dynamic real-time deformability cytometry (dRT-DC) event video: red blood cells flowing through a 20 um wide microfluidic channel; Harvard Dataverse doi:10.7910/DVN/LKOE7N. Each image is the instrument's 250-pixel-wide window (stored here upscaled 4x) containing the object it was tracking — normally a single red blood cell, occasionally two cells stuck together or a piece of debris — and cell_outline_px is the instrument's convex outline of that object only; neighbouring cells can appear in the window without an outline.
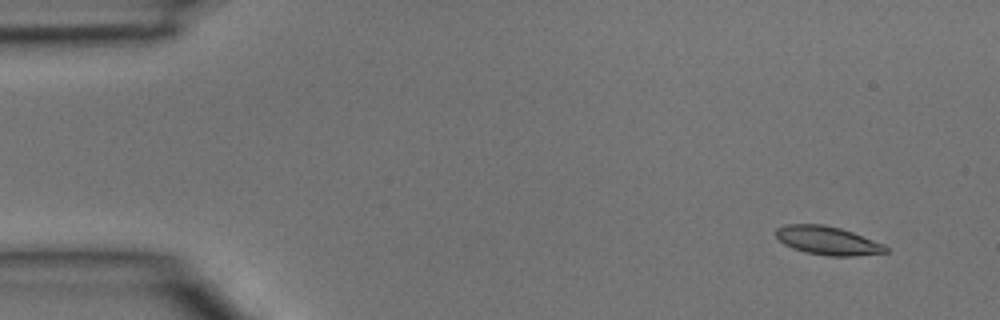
{"species": "common noctule bat (a hibernating species)", "species_latin": "Nyctalus noctula", "temperature_condition": "room temperature", "stored_images_in_passage": 4, "camera_frame_rate_fps": 3000, "um_per_image_px": 0.085, "animal": {"sex": "male", "body_mass_g": 15.6}, "frame": {"image": 1, "passage_image": 1, "time_ms": 0.0, "image_size_px": [1000, 320], "cell_outline_px": [[888, 252], [856, 256], [828, 256], [808, 252], [792, 248], [784, 244], [776, 236], [776, 228], [784, 224], [824, 224], [840, 228], [852, 232], [884, 244], [888, 248]], "centroid_in_image_um": [70.35, 20.44], "position_along_channel_um": 14.7, "area_um2": 18.21}}